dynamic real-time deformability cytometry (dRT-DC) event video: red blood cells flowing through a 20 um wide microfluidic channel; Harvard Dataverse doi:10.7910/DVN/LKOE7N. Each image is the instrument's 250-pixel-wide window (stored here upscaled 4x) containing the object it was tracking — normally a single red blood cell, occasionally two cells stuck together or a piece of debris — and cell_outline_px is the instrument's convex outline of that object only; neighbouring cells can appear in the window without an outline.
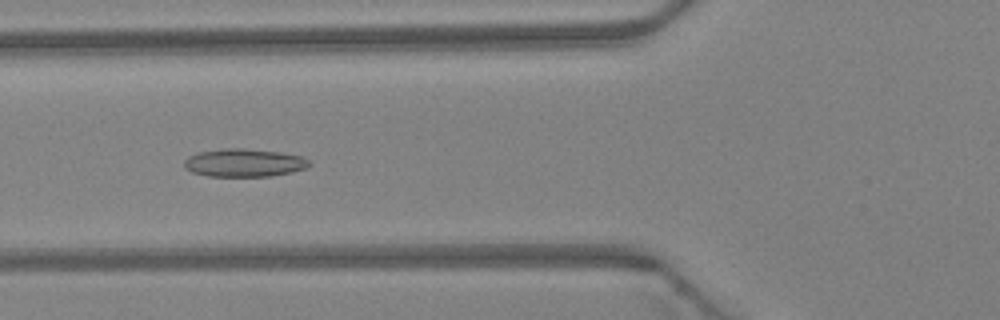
{"species": "Egyptian fruit bat (a non-hibernating species)", "species_latin": "Rousettus aegyptiacus", "temperature_condition": "warm", "stored_images_in_passage": 33, "camera_frame_rate_fps": 3000, "um_per_image_px": 0.085, "animal": {"sex": "female"}, "frame": {"image": 1, "passage_image": 4, "time_ms": 1.0, "image_size_px": [1000, 320], "cell_outline_px": [[312, 164], [304, 168], [292, 172], [272, 176], [208, 176], [192, 172], [184, 168], [184, 160], [188, 156], [200, 152], [224, 148], [240, 148], [280, 152], [304, 156]], "centroid_in_image_um": [20.75, 13.83], "position_along_channel_um": 105.0, "area_um2": 20.46}}
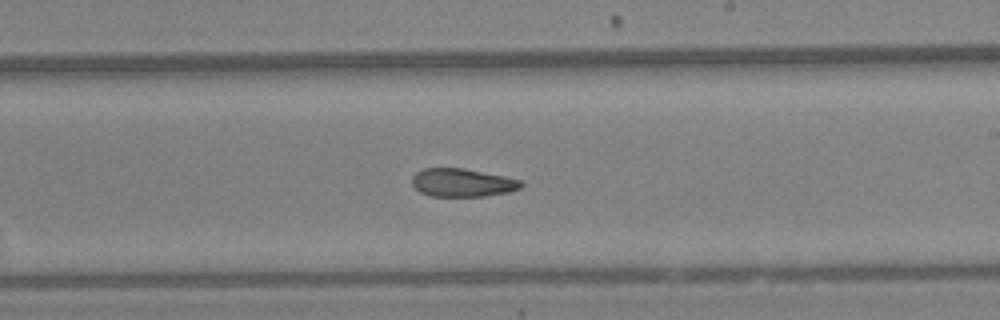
{"frame": {"image": 2, "passage_image": 14, "time_ms": 4.333, "image_size_px": [1000, 320], "cell_outline_px": [[524, 184], [520, 188], [508, 192], [484, 196], [432, 196], [420, 192], [412, 184], [412, 176], [416, 172], [424, 168], [460, 168], [504, 176], [520, 180]], "centroid_in_image_um": [39.28, 15.53], "position_along_channel_um": 249.7, "area_um2": 17.74}}
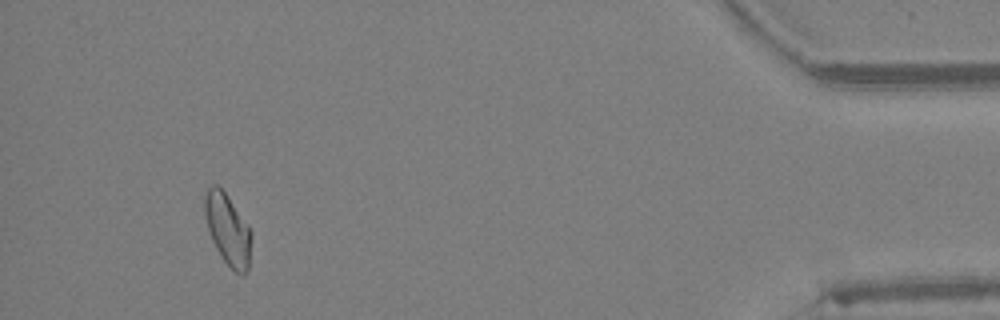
{"frame": {"image": 3, "passage_image": 30, "time_ms": 9.667, "image_size_px": [1000, 320], "cell_outline_px": [[252, 232], [248, 268], [244, 276], [240, 276], [224, 260], [216, 248], [212, 240], [204, 216], [204, 196], [208, 188], [212, 184], [216, 184], [224, 192]], "centroid_in_image_um": [19.34, 19.52], "position_along_channel_um": 415.9, "area_um2": 18.96}, "authors_computed_cell_mechanics": {"area_um2": 18.9006, "velocity_mm_per_s": 4.3539, "shape_relaxation_time_tau1_ms": 11.2605, "shape_relaxation_time_tau2_ms": 3.6566, "deformation_change_tau1": 0.176, "deformation_change_tau2": 0.1097}}